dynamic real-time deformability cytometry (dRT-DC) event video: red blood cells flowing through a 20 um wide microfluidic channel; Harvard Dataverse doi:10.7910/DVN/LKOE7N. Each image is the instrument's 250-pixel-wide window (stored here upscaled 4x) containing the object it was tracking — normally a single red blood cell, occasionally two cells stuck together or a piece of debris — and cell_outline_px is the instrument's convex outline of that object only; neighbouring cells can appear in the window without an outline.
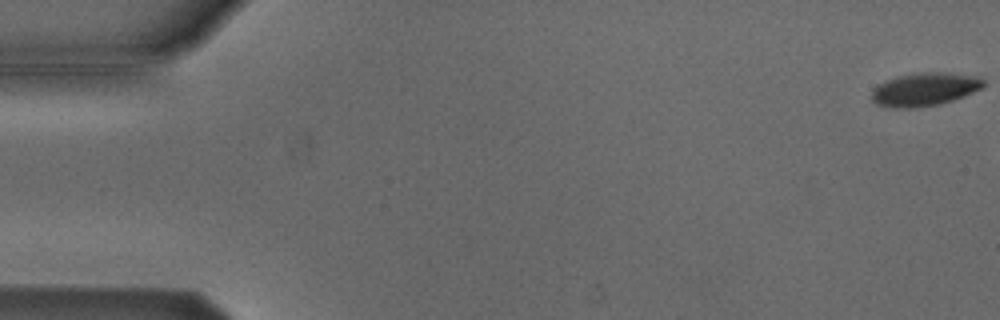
{"species": "Egyptian fruit bat (a non-hibernating species)", "species_latin": "Rousettus aegyptiacus", "temperature_condition": "cold", "stored_images_in_passage": 8, "camera_frame_rate_fps": 3000, "um_per_image_px": 0.085, "animal": {"sex": "male"}, "frame": {"image": 1, "passage_image": 1, "time_ms": 0.0, "image_size_px": [1000, 320], "cell_outline_px": [[984, 88], [964, 96], [940, 104], [916, 108], [892, 108], [876, 104], [872, 100], [872, 92], [884, 80], [896, 76], [920, 72], [940, 72], [980, 76], [984, 80]], "centroid_in_image_um": [78.62, 7.59], "position_along_channel_um": 6.4, "area_um2": 21.85}}